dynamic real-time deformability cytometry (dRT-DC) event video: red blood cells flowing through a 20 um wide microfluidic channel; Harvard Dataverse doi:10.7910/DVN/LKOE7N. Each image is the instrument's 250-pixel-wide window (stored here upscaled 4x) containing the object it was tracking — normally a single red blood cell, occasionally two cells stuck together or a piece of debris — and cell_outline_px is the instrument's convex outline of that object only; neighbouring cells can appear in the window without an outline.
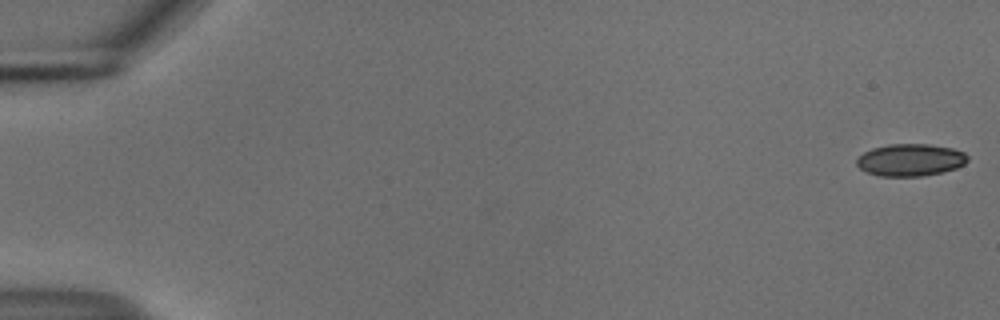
{"species": "common noctule bat (a hibernating species)", "species_latin": "Nyctalus noctula", "temperature_condition": "cold", "stored_images_in_passage": 53, "camera_frame_rate_fps": 3000, "um_per_image_px": 0.085, "animal": {"sex": "male", "body_mass_g": 18.8}, "frame": {"image": 1, "passage_image": 1, "time_ms": 0.0, "image_size_px": [1000, 320], "cell_outline_px": [[968, 160], [964, 164], [956, 168], [944, 172], [924, 176], [880, 176], [868, 172], [860, 168], [856, 164], [856, 160], [864, 152], [872, 148], [888, 144], [928, 144], [952, 148], [964, 152], [968, 156]], "centroid_in_image_um": [77.4, 13.59], "position_along_channel_um": 7.6, "area_um2": 20.87}}
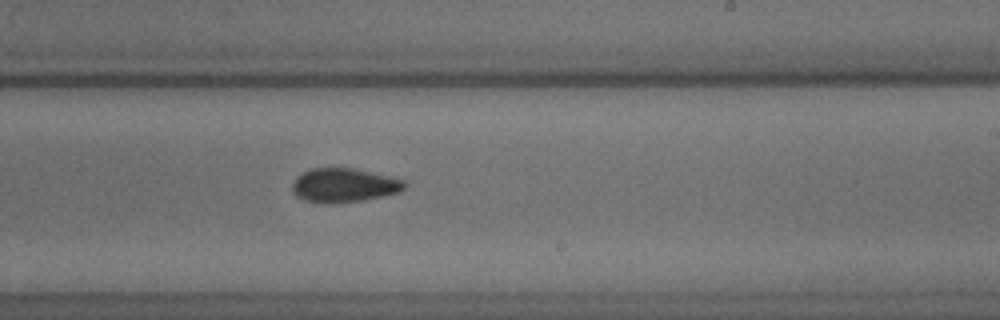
{"frame": {"image": 2, "passage_image": 34, "time_ms": 11.0, "image_size_px": [1000, 320], "cell_outline_px": [[408, 184], [400, 192], [360, 200], [304, 200], [296, 196], [292, 192], [292, 184], [296, 176], [312, 168], [352, 168], [372, 172], [404, 180]], "centroid_in_image_um": [29.25, 15.69], "position_along_channel_um": 259.7, "area_um2": 21.33}}
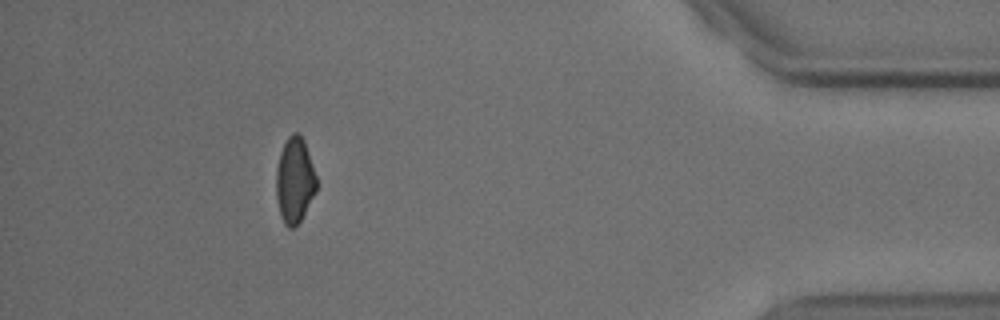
{"frame": {"image": 3, "passage_image": 50, "time_ms": 16.333, "image_size_px": [1000, 320], "cell_outline_px": [[316, 192], [300, 220], [292, 228], [288, 228], [284, 224], [280, 216], [276, 196], [276, 168], [280, 152], [288, 136], [292, 132], [300, 132], [304, 140], [316, 176]], "centroid_in_image_um": [25.03, 15.31], "position_along_channel_um": 410.2, "area_um2": 20.11}}